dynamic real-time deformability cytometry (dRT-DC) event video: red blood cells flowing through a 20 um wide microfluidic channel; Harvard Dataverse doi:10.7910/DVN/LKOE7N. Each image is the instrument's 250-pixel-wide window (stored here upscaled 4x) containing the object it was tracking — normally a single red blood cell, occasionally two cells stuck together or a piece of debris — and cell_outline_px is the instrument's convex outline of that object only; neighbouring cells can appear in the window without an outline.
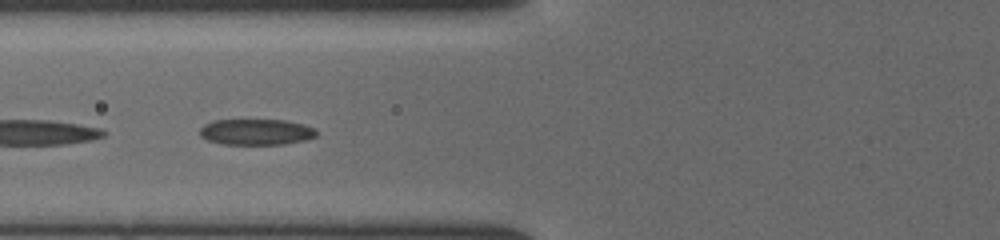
{"species": "common noctule bat (a hibernating species)", "species_latin": "Nyctalus noctula", "temperature_condition": "cold", "stored_images_in_passage": 19, "camera_frame_rate_fps": 3000, "um_per_image_px": 0.085, "animal": {"sex": "female", "body_mass_g": 19.5, "forearm_length_mm": 54.1}, "frame": {"image": 1, "passage_image": 15, "time_ms": 4.667, "image_size_px": [1000, 240], "cell_outline_px": [[316, 136], [304, 140], [284, 144], [220, 144], [208, 140], [200, 136], [200, 128], [204, 124], [212, 120], [284, 120], [304, 124], [316, 128]], "centroid_in_image_um": [21.76, 11.21], "position_along_channel_um": 104.0, "area_um2": 17.69}}